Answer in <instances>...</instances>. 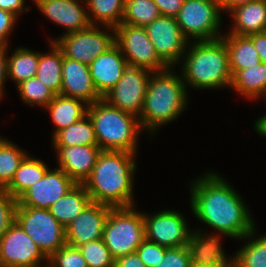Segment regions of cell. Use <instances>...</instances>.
Here are the masks:
<instances>
[{
    "instance_id": "28",
    "label": "cell",
    "mask_w": 266,
    "mask_h": 267,
    "mask_svg": "<svg viewBox=\"0 0 266 267\" xmlns=\"http://www.w3.org/2000/svg\"><path fill=\"white\" fill-rule=\"evenodd\" d=\"M48 169L43 161L27 155L4 190L17 199L29 186L41 180Z\"/></svg>"
},
{
    "instance_id": "38",
    "label": "cell",
    "mask_w": 266,
    "mask_h": 267,
    "mask_svg": "<svg viewBox=\"0 0 266 267\" xmlns=\"http://www.w3.org/2000/svg\"><path fill=\"white\" fill-rule=\"evenodd\" d=\"M167 247L146 238L135 251L146 267H157L163 260Z\"/></svg>"
},
{
    "instance_id": "31",
    "label": "cell",
    "mask_w": 266,
    "mask_h": 267,
    "mask_svg": "<svg viewBox=\"0 0 266 267\" xmlns=\"http://www.w3.org/2000/svg\"><path fill=\"white\" fill-rule=\"evenodd\" d=\"M91 25L115 28L122 22L125 0H85ZM93 17V18H92ZM97 22V23H96Z\"/></svg>"
},
{
    "instance_id": "4",
    "label": "cell",
    "mask_w": 266,
    "mask_h": 267,
    "mask_svg": "<svg viewBox=\"0 0 266 267\" xmlns=\"http://www.w3.org/2000/svg\"><path fill=\"white\" fill-rule=\"evenodd\" d=\"M187 47L181 65L183 70L181 75L186 87L188 84L200 90L229 88L232 75L228 51L222 38L190 42Z\"/></svg>"
},
{
    "instance_id": "49",
    "label": "cell",
    "mask_w": 266,
    "mask_h": 267,
    "mask_svg": "<svg viewBox=\"0 0 266 267\" xmlns=\"http://www.w3.org/2000/svg\"><path fill=\"white\" fill-rule=\"evenodd\" d=\"M234 264H196L191 263L190 267H233Z\"/></svg>"
},
{
    "instance_id": "48",
    "label": "cell",
    "mask_w": 266,
    "mask_h": 267,
    "mask_svg": "<svg viewBox=\"0 0 266 267\" xmlns=\"http://www.w3.org/2000/svg\"><path fill=\"white\" fill-rule=\"evenodd\" d=\"M254 128L260 136L266 137V114L262 115L255 121Z\"/></svg>"
},
{
    "instance_id": "39",
    "label": "cell",
    "mask_w": 266,
    "mask_h": 267,
    "mask_svg": "<svg viewBox=\"0 0 266 267\" xmlns=\"http://www.w3.org/2000/svg\"><path fill=\"white\" fill-rule=\"evenodd\" d=\"M17 199L0 189V238L15 221Z\"/></svg>"
},
{
    "instance_id": "35",
    "label": "cell",
    "mask_w": 266,
    "mask_h": 267,
    "mask_svg": "<svg viewBox=\"0 0 266 267\" xmlns=\"http://www.w3.org/2000/svg\"><path fill=\"white\" fill-rule=\"evenodd\" d=\"M17 90L21 99L30 105L46 107L55 97V94L49 90L37 77H32L22 81L17 85Z\"/></svg>"
},
{
    "instance_id": "37",
    "label": "cell",
    "mask_w": 266,
    "mask_h": 267,
    "mask_svg": "<svg viewBox=\"0 0 266 267\" xmlns=\"http://www.w3.org/2000/svg\"><path fill=\"white\" fill-rule=\"evenodd\" d=\"M48 267H88L80 249L65 244L46 261Z\"/></svg>"
},
{
    "instance_id": "7",
    "label": "cell",
    "mask_w": 266,
    "mask_h": 267,
    "mask_svg": "<svg viewBox=\"0 0 266 267\" xmlns=\"http://www.w3.org/2000/svg\"><path fill=\"white\" fill-rule=\"evenodd\" d=\"M176 22L189 41H209L221 38V9L219 0H184Z\"/></svg>"
},
{
    "instance_id": "41",
    "label": "cell",
    "mask_w": 266,
    "mask_h": 267,
    "mask_svg": "<svg viewBox=\"0 0 266 267\" xmlns=\"http://www.w3.org/2000/svg\"><path fill=\"white\" fill-rule=\"evenodd\" d=\"M17 18L13 13L0 9V47H8L7 38L13 30Z\"/></svg>"
},
{
    "instance_id": "36",
    "label": "cell",
    "mask_w": 266,
    "mask_h": 267,
    "mask_svg": "<svg viewBox=\"0 0 266 267\" xmlns=\"http://www.w3.org/2000/svg\"><path fill=\"white\" fill-rule=\"evenodd\" d=\"M88 267H114L115 259L103 238L78 246Z\"/></svg>"
},
{
    "instance_id": "46",
    "label": "cell",
    "mask_w": 266,
    "mask_h": 267,
    "mask_svg": "<svg viewBox=\"0 0 266 267\" xmlns=\"http://www.w3.org/2000/svg\"><path fill=\"white\" fill-rule=\"evenodd\" d=\"M7 48L0 47V99L3 97L4 84L7 80Z\"/></svg>"
},
{
    "instance_id": "18",
    "label": "cell",
    "mask_w": 266,
    "mask_h": 267,
    "mask_svg": "<svg viewBox=\"0 0 266 267\" xmlns=\"http://www.w3.org/2000/svg\"><path fill=\"white\" fill-rule=\"evenodd\" d=\"M33 1L46 18L66 28V32L63 33V35L86 29L91 25L88 12L86 8H83L81 5L85 3V0ZM79 2L82 3L80 4Z\"/></svg>"
},
{
    "instance_id": "13",
    "label": "cell",
    "mask_w": 266,
    "mask_h": 267,
    "mask_svg": "<svg viewBox=\"0 0 266 267\" xmlns=\"http://www.w3.org/2000/svg\"><path fill=\"white\" fill-rule=\"evenodd\" d=\"M159 58L171 68L182 61L188 46L176 18L160 16L145 27Z\"/></svg>"
},
{
    "instance_id": "1",
    "label": "cell",
    "mask_w": 266,
    "mask_h": 267,
    "mask_svg": "<svg viewBox=\"0 0 266 267\" xmlns=\"http://www.w3.org/2000/svg\"><path fill=\"white\" fill-rule=\"evenodd\" d=\"M190 186V207L202 223L238 240L256 229L242 196L219 174L205 173Z\"/></svg>"
},
{
    "instance_id": "42",
    "label": "cell",
    "mask_w": 266,
    "mask_h": 267,
    "mask_svg": "<svg viewBox=\"0 0 266 267\" xmlns=\"http://www.w3.org/2000/svg\"><path fill=\"white\" fill-rule=\"evenodd\" d=\"M161 16L176 17L184 0H153Z\"/></svg>"
},
{
    "instance_id": "10",
    "label": "cell",
    "mask_w": 266,
    "mask_h": 267,
    "mask_svg": "<svg viewBox=\"0 0 266 267\" xmlns=\"http://www.w3.org/2000/svg\"><path fill=\"white\" fill-rule=\"evenodd\" d=\"M115 44L127 60L128 66L159 72L169 67L159 58L145 27L121 23L115 28Z\"/></svg>"
},
{
    "instance_id": "32",
    "label": "cell",
    "mask_w": 266,
    "mask_h": 267,
    "mask_svg": "<svg viewBox=\"0 0 266 267\" xmlns=\"http://www.w3.org/2000/svg\"><path fill=\"white\" fill-rule=\"evenodd\" d=\"M255 230L242 238L249 241L234 254L235 267H266V234L256 238Z\"/></svg>"
},
{
    "instance_id": "44",
    "label": "cell",
    "mask_w": 266,
    "mask_h": 267,
    "mask_svg": "<svg viewBox=\"0 0 266 267\" xmlns=\"http://www.w3.org/2000/svg\"><path fill=\"white\" fill-rule=\"evenodd\" d=\"M24 2L25 0H0V9L11 12L18 17L22 14L21 12L29 11Z\"/></svg>"
},
{
    "instance_id": "14",
    "label": "cell",
    "mask_w": 266,
    "mask_h": 267,
    "mask_svg": "<svg viewBox=\"0 0 266 267\" xmlns=\"http://www.w3.org/2000/svg\"><path fill=\"white\" fill-rule=\"evenodd\" d=\"M152 215L143 212L147 240L167 248L187 246L192 231L183 214L174 210H163Z\"/></svg>"
},
{
    "instance_id": "29",
    "label": "cell",
    "mask_w": 266,
    "mask_h": 267,
    "mask_svg": "<svg viewBox=\"0 0 266 267\" xmlns=\"http://www.w3.org/2000/svg\"><path fill=\"white\" fill-rule=\"evenodd\" d=\"M52 140L54 146L98 145L93 124L88 115L58 131Z\"/></svg>"
},
{
    "instance_id": "21",
    "label": "cell",
    "mask_w": 266,
    "mask_h": 267,
    "mask_svg": "<svg viewBox=\"0 0 266 267\" xmlns=\"http://www.w3.org/2000/svg\"><path fill=\"white\" fill-rule=\"evenodd\" d=\"M218 235H206L200 229L192 230L187 244L191 263L196 264H234L233 258H227L221 247Z\"/></svg>"
},
{
    "instance_id": "30",
    "label": "cell",
    "mask_w": 266,
    "mask_h": 267,
    "mask_svg": "<svg viewBox=\"0 0 266 267\" xmlns=\"http://www.w3.org/2000/svg\"><path fill=\"white\" fill-rule=\"evenodd\" d=\"M40 52L27 48H17L7 57V77L15 81L16 86L22 81L36 76Z\"/></svg>"
},
{
    "instance_id": "43",
    "label": "cell",
    "mask_w": 266,
    "mask_h": 267,
    "mask_svg": "<svg viewBox=\"0 0 266 267\" xmlns=\"http://www.w3.org/2000/svg\"><path fill=\"white\" fill-rule=\"evenodd\" d=\"M247 36L252 40L261 62L266 64V32L253 33Z\"/></svg>"
},
{
    "instance_id": "25",
    "label": "cell",
    "mask_w": 266,
    "mask_h": 267,
    "mask_svg": "<svg viewBox=\"0 0 266 267\" xmlns=\"http://www.w3.org/2000/svg\"><path fill=\"white\" fill-rule=\"evenodd\" d=\"M91 202L83 184H76L57 202L49 207L50 213L65 228Z\"/></svg>"
},
{
    "instance_id": "5",
    "label": "cell",
    "mask_w": 266,
    "mask_h": 267,
    "mask_svg": "<svg viewBox=\"0 0 266 267\" xmlns=\"http://www.w3.org/2000/svg\"><path fill=\"white\" fill-rule=\"evenodd\" d=\"M98 146L101 150L137 153L142 130L137 116L109 105L104 99L88 105Z\"/></svg>"
},
{
    "instance_id": "2",
    "label": "cell",
    "mask_w": 266,
    "mask_h": 267,
    "mask_svg": "<svg viewBox=\"0 0 266 267\" xmlns=\"http://www.w3.org/2000/svg\"><path fill=\"white\" fill-rule=\"evenodd\" d=\"M135 154L102 150L89 177L83 182L91 202L112 208L131 207L133 178L137 169Z\"/></svg>"
},
{
    "instance_id": "20",
    "label": "cell",
    "mask_w": 266,
    "mask_h": 267,
    "mask_svg": "<svg viewBox=\"0 0 266 267\" xmlns=\"http://www.w3.org/2000/svg\"><path fill=\"white\" fill-rule=\"evenodd\" d=\"M127 67V60L116 44L89 65L94 86L102 98L117 84Z\"/></svg>"
},
{
    "instance_id": "12",
    "label": "cell",
    "mask_w": 266,
    "mask_h": 267,
    "mask_svg": "<svg viewBox=\"0 0 266 267\" xmlns=\"http://www.w3.org/2000/svg\"><path fill=\"white\" fill-rule=\"evenodd\" d=\"M48 258L14 221L0 238V267H48ZM43 261V262H42Z\"/></svg>"
},
{
    "instance_id": "15",
    "label": "cell",
    "mask_w": 266,
    "mask_h": 267,
    "mask_svg": "<svg viewBox=\"0 0 266 267\" xmlns=\"http://www.w3.org/2000/svg\"><path fill=\"white\" fill-rule=\"evenodd\" d=\"M75 185L62 169H48L41 180L29 186L17 198V206L49 209Z\"/></svg>"
},
{
    "instance_id": "19",
    "label": "cell",
    "mask_w": 266,
    "mask_h": 267,
    "mask_svg": "<svg viewBox=\"0 0 266 267\" xmlns=\"http://www.w3.org/2000/svg\"><path fill=\"white\" fill-rule=\"evenodd\" d=\"M57 163L76 184L83 182L91 174L97 158L102 151L98 145L54 146Z\"/></svg>"
},
{
    "instance_id": "16",
    "label": "cell",
    "mask_w": 266,
    "mask_h": 267,
    "mask_svg": "<svg viewBox=\"0 0 266 267\" xmlns=\"http://www.w3.org/2000/svg\"><path fill=\"white\" fill-rule=\"evenodd\" d=\"M112 207L90 202L70 224L65 227L66 243L78 247L103 238L104 226Z\"/></svg>"
},
{
    "instance_id": "22",
    "label": "cell",
    "mask_w": 266,
    "mask_h": 267,
    "mask_svg": "<svg viewBox=\"0 0 266 267\" xmlns=\"http://www.w3.org/2000/svg\"><path fill=\"white\" fill-rule=\"evenodd\" d=\"M234 25L229 34L249 35L266 30V0H255L230 12Z\"/></svg>"
},
{
    "instance_id": "17",
    "label": "cell",
    "mask_w": 266,
    "mask_h": 267,
    "mask_svg": "<svg viewBox=\"0 0 266 267\" xmlns=\"http://www.w3.org/2000/svg\"><path fill=\"white\" fill-rule=\"evenodd\" d=\"M60 95L80 99L88 105L103 99L94 86L89 66L64 55Z\"/></svg>"
},
{
    "instance_id": "23",
    "label": "cell",
    "mask_w": 266,
    "mask_h": 267,
    "mask_svg": "<svg viewBox=\"0 0 266 267\" xmlns=\"http://www.w3.org/2000/svg\"><path fill=\"white\" fill-rule=\"evenodd\" d=\"M226 44L229 55L230 73L253 68L261 63L259 54L252 40L247 35L225 34L221 37Z\"/></svg>"
},
{
    "instance_id": "3",
    "label": "cell",
    "mask_w": 266,
    "mask_h": 267,
    "mask_svg": "<svg viewBox=\"0 0 266 267\" xmlns=\"http://www.w3.org/2000/svg\"><path fill=\"white\" fill-rule=\"evenodd\" d=\"M169 67L152 72L143 109L138 117L142 129L153 134L160 126L175 120L186 109L188 93L182 75Z\"/></svg>"
},
{
    "instance_id": "27",
    "label": "cell",
    "mask_w": 266,
    "mask_h": 267,
    "mask_svg": "<svg viewBox=\"0 0 266 267\" xmlns=\"http://www.w3.org/2000/svg\"><path fill=\"white\" fill-rule=\"evenodd\" d=\"M51 52L40 53L36 76L55 95H59L62 87L63 52L51 42Z\"/></svg>"
},
{
    "instance_id": "24",
    "label": "cell",
    "mask_w": 266,
    "mask_h": 267,
    "mask_svg": "<svg viewBox=\"0 0 266 267\" xmlns=\"http://www.w3.org/2000/svg\"><path fill=\"white\" fill-rule=\"evenodd\" d=\"M45 108L50 112L52 121L56 125L52 135L54 136L58 131L87 115L88 104L80 99L59 94L55 95Z\"/></svg>"
},
{
    "instance_id": "34",
    "label": "cell",
    "mask_w": 266,
    "mask_h": 267,
    "mask_svg": "<svg viewBox=\"0 0 266 267\" xmlns=\"http://www.w3.org/2000/svg\"><path fill=\"white\" fill-rule=\"evenodd\" d=\"M160 16L159 9L153 0H125L121 23L146 27Z\"/></svg>"
},
{
    "instance_id": "9",
    "label": "cell",
    "mask_w": 266,
    "mask_h": 267,
    "mask_svg": "<svg viewBox=\"0 0 266 267\" xmlns=\"http://www.w3.org/2000/svg\"><path fill=\"white\" fill-rule=\"evenodd\" d=\"M102 31L97 25H90L88 28L60 36L51 42L62 50L66 58L90 65L100 54L105 53L115 44V29L113 27ZM112 31L109 34L106 31Z\"/></svg>"
},
{
    "instance_id": "33",
    "label": "cell",
    "mask_w": 266,
    "mask_h": 267,
    "mask_svg": "<svg viewBox=\"0 0 266 267\" xmlns=\"http://www.w3.org/2000/svg\"><path fill=\"white\" fill-rule=\"evenodd\" d=\"M27 154L13 142L0 137V189H5L10 184Z\"/></svg>"
},
{
    "instance_id": "40",
    "label": "cell",
    "mask_w": 266,
    "mask_h": 267,
    "mask_svg": "<svg viewBox=\"0 0 266 267\" xmlns=\"http://www.w3.org/2000/svg\"><path fill=\"white\" fill-rule=\"evenodd\" d=\"M191 258L187 246L167 248L162 262L157 267H190Z\"/></svg>"
},
{
    "instance_id": "26",
    "label": "cell",
    "mask_w": 266,
    "mask_h": 267,
    "mask_svg": "<svg viewBox=\"0 0 266 267\" xmlns=\"http://www.w3.org/2000/svg\"><path fill=\"white\" fill-rule=\"evenodd\" d=\"M230 88L248 100L266 98V64L261 62L253 68L237 71L232 76Z\"/></svg>"
},
{
    "instance_id": "11",
    "label": "cell",
    "mask_w": 266,
    "mask_h": 267,
    "mask_svg": "<svg viewBox=\"0 0 266 267\" xmlns=\"http://www.w3.org/2000/svg\"><path fill=\"white\" fill-rule=\"evenodd\" d=\"M152 71L128 66L117 84L103 99L111 106L140 116Z\"/></svg>"
},
{
    "instance_id": "45",
    "label": "cell",
    "mask_w": 266,
    "mask_h": 267,
    "mask_svg": "<svg viewBox=\"0 0 266 267\" xmlns=\"http://www.w3.org/2000/svg\"><path fill=\"white\" fill-rule=\"evenodd\" d=\"M114 267H146L136 252L121 256L115 260Z\"/></svg>"
},
{
    "instance_id": "8",
    "label": "cell",
    "mask_w": 266,
    "mask_h": 267,
    "mask_svg": "<svg viewBox=\"0 0 266 267\" xmlns=\"http://www.w3.org/2000/svg\"><path fill=\"white\" fill-rule=\"evenodd\" d=\"M15 221L47 258L66 244L65 228L49 209L17 206Z\"/></svg>"
},
{
    "instance_id": "6",
    "label": "cell",
    "mask_w": 266,
    "mask_h": 267,
    "mask_svg": "<svg viewBox=\"0 0 266 267\" xmlns=\"http://www.w3.org/2000/svg\"><path fill=\"white\" fill-rule=\"evenodd\" d=\"M134 209L111 208L105 222L103 240L115 260L135 252L145 239L143 213Z\"/></svg>"
},
{
    "instance_id": "47",
    "label": "cell",
    "mask_w": 266,
    "mask_h": 267,
    "mask_svg": "<svg viewBox=\"0 0 266 267\" xmlns=\"http://www.w3.org/2000/svg\"><path fill=\"white\" fill-rule=\"evenodd\" d=\"M255 0H219L221 12H231L236 7L242 6Z\"/></svg>"
}]
</instances>
